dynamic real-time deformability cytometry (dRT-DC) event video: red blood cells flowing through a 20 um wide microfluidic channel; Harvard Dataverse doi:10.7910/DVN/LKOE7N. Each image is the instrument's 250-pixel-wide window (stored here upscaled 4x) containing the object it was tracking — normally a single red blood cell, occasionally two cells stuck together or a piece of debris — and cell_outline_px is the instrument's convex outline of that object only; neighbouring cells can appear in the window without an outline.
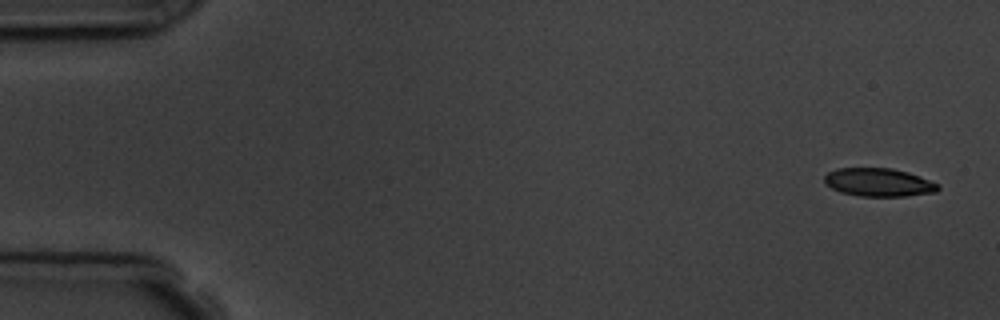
{"species": "common noctule bat (a hibernating species)", "species_latin": "Nyctalus noctula", "temperature_condition": "room temperature", "stored_images_in_passage": 6, "segment_of_instrument_passage": [1, 2], "camera_frame_rate_fps": 3000, "um_per_image_px": 0.085, "animal": {"sex": "male", "body_mass_g": 19.5, "forearm_length_mm": 54.6}, "frame": {"image": 1, "passage_image": 1, "time_ms": 0.0, "image_size_px": [1000, 320], "cell_outline_px": [[940, 188], [936, 192], [904, 196], [860, 196], [840, 192], [824, 184], [824, 176], [828, 172], [836, 168], [892, 168], [908, 172], [940, 184]], "centroid_in_image_um": [74.67, 15.49], "position_along_channel_um": 10.3, "area_um2": 18.79}}